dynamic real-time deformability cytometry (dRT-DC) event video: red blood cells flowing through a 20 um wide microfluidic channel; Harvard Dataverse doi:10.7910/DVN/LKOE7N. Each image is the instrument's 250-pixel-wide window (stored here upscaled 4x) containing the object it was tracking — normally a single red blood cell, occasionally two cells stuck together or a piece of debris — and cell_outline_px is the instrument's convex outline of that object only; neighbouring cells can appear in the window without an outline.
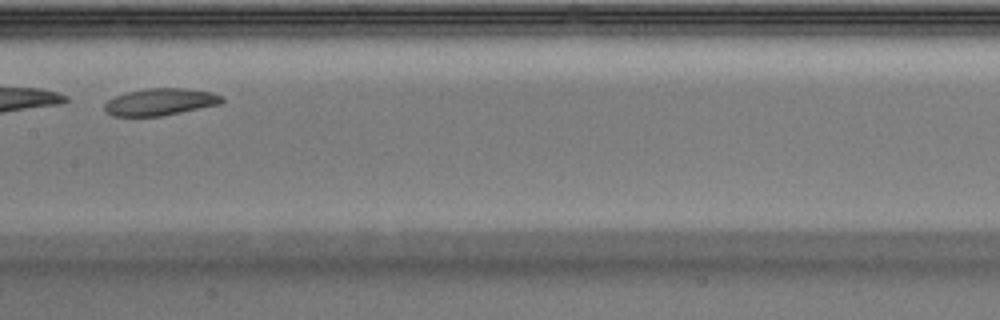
{"species": "Egyptian fruit bat (a non-hibernating species)", "species_latin": "Rousettus aegyptiacus", "temperature_condition": "warm", "stored_images_in_passage": 23, "camera_frame_rate_fps": 3000, "um_per_image_px": 0.085, "animal": {"sex": "male"}, "frame": {"image": 1, "passage_image": 10, "time_ms": 3.0, "image_size_px": [1000, 320], "cell_outline_px": [[224, 100], [220, 104], [160, 116], [112, 116], [104, 112], [104, 104], [108, 100], [124, 92], [144, 88], [184, 88], [212, 92], [224, 96]], "centroid_in_image_um": [13.59, 8.65], "position_along_channel_um": 193.8, "area_um2": 18.61}}